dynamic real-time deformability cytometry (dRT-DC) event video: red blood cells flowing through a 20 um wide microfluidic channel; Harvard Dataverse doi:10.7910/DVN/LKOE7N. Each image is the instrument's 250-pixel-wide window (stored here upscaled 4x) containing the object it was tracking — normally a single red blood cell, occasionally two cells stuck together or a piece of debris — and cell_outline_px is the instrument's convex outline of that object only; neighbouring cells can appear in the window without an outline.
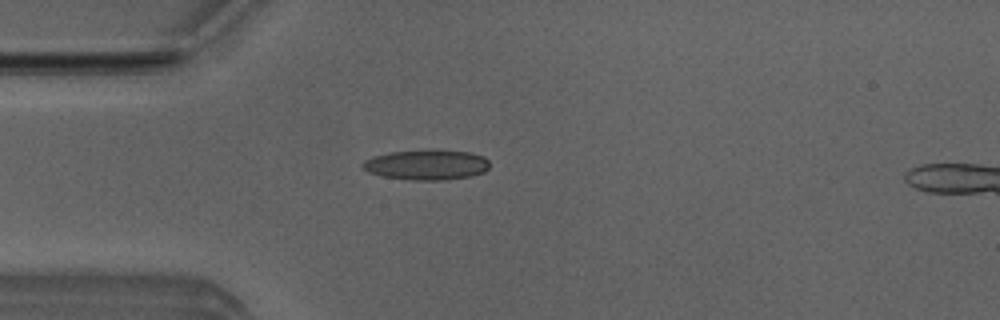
{"species": "Egyptian fruit bat (a non-hibernating species)", "species_latin": "Rousettus aegyptiacus", "temperature_condition": "room temperature", "stored_images_in_passage": 52, "camera_frame_rate_fps": 3000, "um_per_image_px": 0.085, "animal": {"sex": "male"}, "frame": {"image": 1, "passage_image": 14, "time_ms": 4.333, "image_size_px": [1000, 320], "cell_outline_px": [[488, 168], [484, 172], [468, 176], [444, 180], [412, 180], [380, 176], [368, 172], [360, 168], [360, 164], [364, 160], [372, 156], [392, 152], [432, 148], [436, 148], [468, 152], [484, 156], [488, 160]], "centroid_in_image_um": [36.21, 13.98], "position_along_channel_um": 48.8, "area_um2": 22.83}}
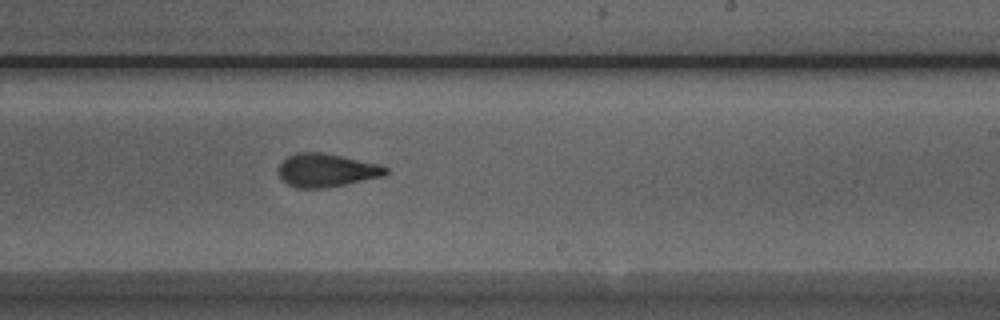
{"frame": {"image": 2, "passage_image": 31, "time_ms": 10.0, "image_size_px": [1000, 320], "cell_outline_px": [[388, 172], [384, 176], [328, 188], [296, 188], [288, 184], [280, 176], [280, 164], [288, 156], [296, 152], [320, 152], [380, 164], [388, 168]], "centroid_in_image_um": [27.78, 14.48], "position_along_channel_um": 261.2, "area_um2": 20.69}}
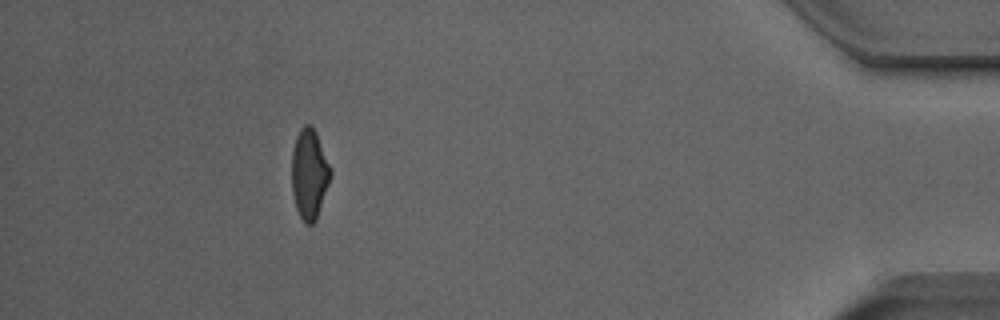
{"frame": {"image": 3, "passage_image": 47, "time_ms": 15.333, "image_size_px": [1000, 320], "cell_outline_px": [[332, 172], [316, 220], [312, 224], [304, 224], [296, 208], [292, 192], [292, 152], [296, 136], [300, 128], [304, 124], [312, 124], [316, 132]], "centroid_in_image_um": [26.27, 14.77], "position_along_channel_um": 408.9, "area_um2": 20.23}, "authors_computed_cell_mechanics": {"area_um2": 20.808, "velocity_mm_per_s": 3.9322, "shape_relaxation_time_tau1_ms": 8.628, "shape_relaxation_time_tau2_ms": 1.5656, "deformation_change_tau1": 0.2243, "deformation_change_tau2": 0.0953}}